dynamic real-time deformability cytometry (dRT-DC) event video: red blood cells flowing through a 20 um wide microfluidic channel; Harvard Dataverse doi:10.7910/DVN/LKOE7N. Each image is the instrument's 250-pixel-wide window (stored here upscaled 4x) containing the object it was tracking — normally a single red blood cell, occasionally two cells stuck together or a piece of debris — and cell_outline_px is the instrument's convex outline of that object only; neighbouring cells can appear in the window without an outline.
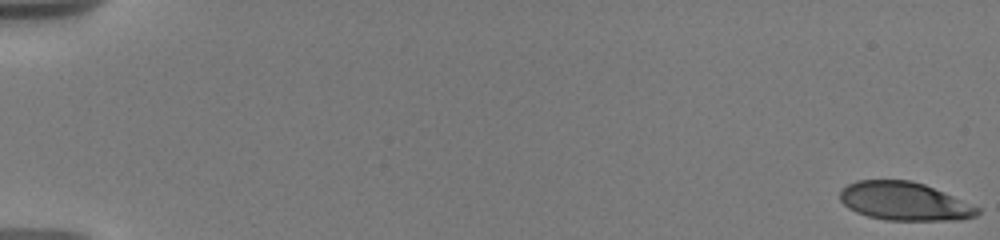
{"species": "human", "species_latin": "Homo sapiens", "temperature_condition": "warm", "stored_images_in_passage": 11, "camera_frame_rate_fps": 3000, "um_per_image_px": 0.085, "donor": {"sex": "male"}, "frame": {"image": 1, "passage_image": 1, "time_ms": 0.0, "image_size_px": [1000, 240], "cell_outline_px": [[980, 212], [976, 216], [960, 220], [884, 220], [868, 216], [856, 212], [848, 208], [840, 200], [840, 192], [848, 184], [856, 180], [912, 180], [924, 184], [944, 192], [980, 208]], "centroid_in_image_um": [76.87, 17.11], "position_along_channel_um": 8.1, "area_um2": 30.69}}
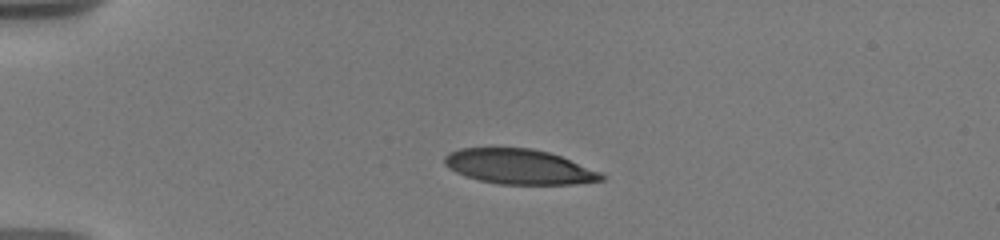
{"frame": {"image": 2, "passage_image": 10, "time_ms": 4.667, "image_size_px": [1000, 240], "cell_outline_px": [[608, 176], [604, 180], [576, 184], [500, 184], [480, 180], [464, 176], [448, 168], [444, 164], [444, 156], [448, 152], [460, 148], [532, 148], [548, 152], [560, 156], [604, 172]], "centroid_in_image_um": [44.16, 14.17], "position_along_channel_um": 40.8, "area_um2": 32.25}}